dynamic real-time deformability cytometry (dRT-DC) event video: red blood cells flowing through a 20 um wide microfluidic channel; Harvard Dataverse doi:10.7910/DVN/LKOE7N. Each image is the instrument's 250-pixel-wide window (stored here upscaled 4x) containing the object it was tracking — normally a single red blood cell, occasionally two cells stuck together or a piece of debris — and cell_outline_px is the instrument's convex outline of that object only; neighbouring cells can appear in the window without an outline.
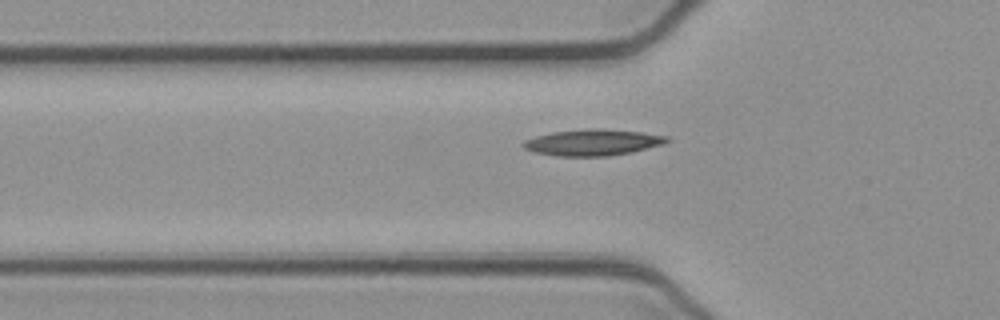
{"species": "common noctule bat (a hibernating species)", "species_latin": "Nyctalus noctula", "temperature_condition": "cold", "stored_images_in_passage": 38, "segment_of_instrument_passage": [1, 2], "camera_frame_rate_fps": 3000, "um_per_image_px": 0.085, "animal": {"sex": "female", "body_mass_g": 21.9}, "frame": {"image": 1, "passage_image": 2, "time_ms": 0.333, "image_size_px": [1000, 320], "cell_outline_px": [[672, 140], [664, 144], [632, 152], [608, 156], [556, 156], [536, 152], [524, 148], [520, 144], [524, 140], [536, 136], [552, 132], [592, 128], [600, 128], [640, 132], [668, 136]], "centroid_in_image_um": [50.4, 12.1], "position_along_channel_um": 75.4, "area_um2": 22.02}}
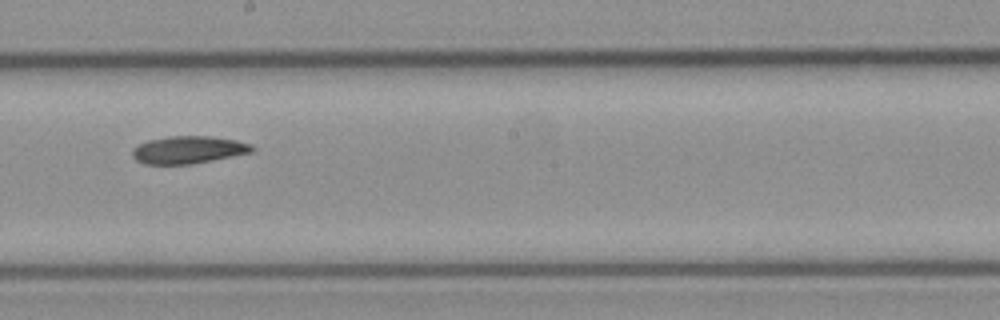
{"frame": {"image": 2, "passage_image": 14, "time_ms": 4.333, "image_size_px": [1000, 320], "cell_outline_px": [[256, 148], [252, 152], [192, 164], [144, 164], [136, 160], [132, 156], [132, 148], [148, 140], [168, 136], [208, 136], [236, 140], [252, 144]], "centroid_in_image_um": [16.0, 12.73], "position_along_channel_um": 232.2, "area_um2": 19.19}}
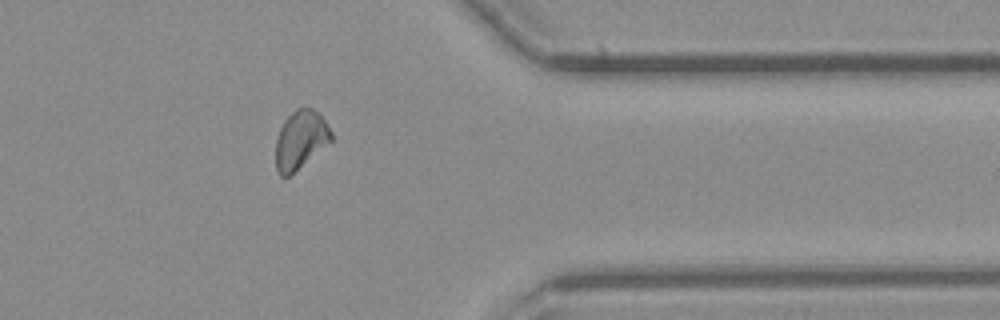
{"frame": {"image": 3, "passage_image": 27, "time_ms": 8.667, "image_size_px": [1000, 320], "cell_outline_px": [[332, 140], [288, 176], [280, 176], [276, 168], [276, 140], [280, 128], [284, 120], [296, 108], [312, 108], [320, 112], [332, 132]], "centroid_in_image_um": [25.54, 11.84], "position_along_channel_um": 385.9, "area_um2": 18.61}}